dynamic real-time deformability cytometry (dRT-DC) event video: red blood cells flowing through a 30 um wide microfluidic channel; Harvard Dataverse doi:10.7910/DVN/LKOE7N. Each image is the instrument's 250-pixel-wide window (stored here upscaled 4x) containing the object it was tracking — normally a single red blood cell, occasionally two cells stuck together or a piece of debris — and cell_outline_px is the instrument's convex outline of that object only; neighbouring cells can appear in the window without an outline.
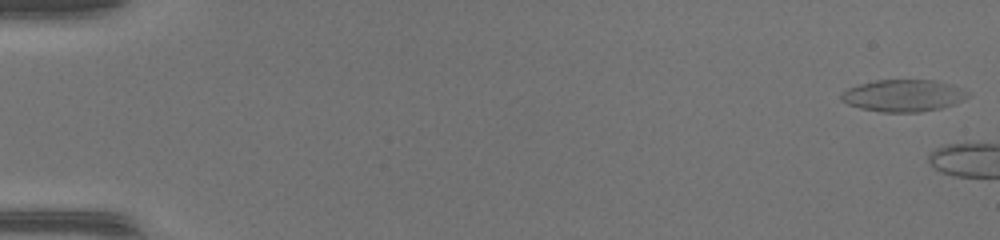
{"species": "common noctule bat (a hibernating species)", "species_latin": "Nyctalus noctula", "temperature_condition": "warm", "stored_images_in_passage": 4, "camera_frame_rate_fps": 3000, "um_per_image_px": 0.085, "animal": {"sex": "female", "body_mass_g": 17.0, "forearm_length_mm": 48.0}, "frame": {"image": 1, "passage_image": 1, "time_ms": 0.0, "image_size_px": [1000, 240], "cell_outline_px": [[972, 96], [956, 104], [940, 108], [920, 112], [884, 112], [860, 108], [848, 104], [840, 100], [840, 96], [848, 88], [860, 84], [876, 80], [936, 80], [948, 84], [968, 92]], "centroid_in_image_um": [76.8, 8.13], "position_along_channel_um": 8.2, "area_um2": 23.52}}